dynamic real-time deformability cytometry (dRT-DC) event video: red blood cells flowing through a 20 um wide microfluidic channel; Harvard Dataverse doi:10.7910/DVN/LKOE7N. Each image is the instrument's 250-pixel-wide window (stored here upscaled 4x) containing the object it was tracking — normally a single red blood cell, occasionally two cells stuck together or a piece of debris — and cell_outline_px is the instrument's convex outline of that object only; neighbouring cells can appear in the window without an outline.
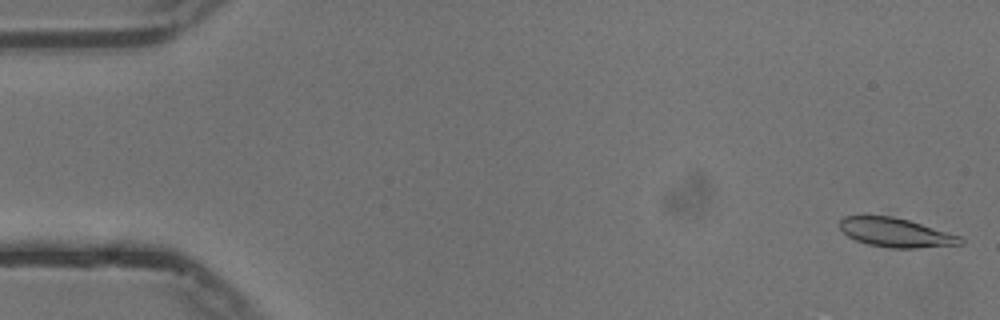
{"species": "common noctule bat (a hibernating species)", "species_latin": "Nyctalus noctula", "temperature_condition": "cold", "stored_images_in_passage": 55, "camera_frame_rate_fps": 3000, "um_per_image_px": 0.085, "animal": {"sex": "male", "body_mass_g": 13.3}, "frame": {"image": 1, "passage_image": 1, "time_ms": 0.0, "image_size_px": [1000, 320], "cell_outline_px": [[964, 244], [916, 248], [888, 248], [868, 244], [856, 240], [848, 236], [840, 228], [840, 220], [844, 216], [892, 216], [908, 220], [960, 236], [964, 240]], "centroid_in_image_um": [76.14, 19.78], "position_along_channel_um": 8.9, "area_um2": 20.23}}
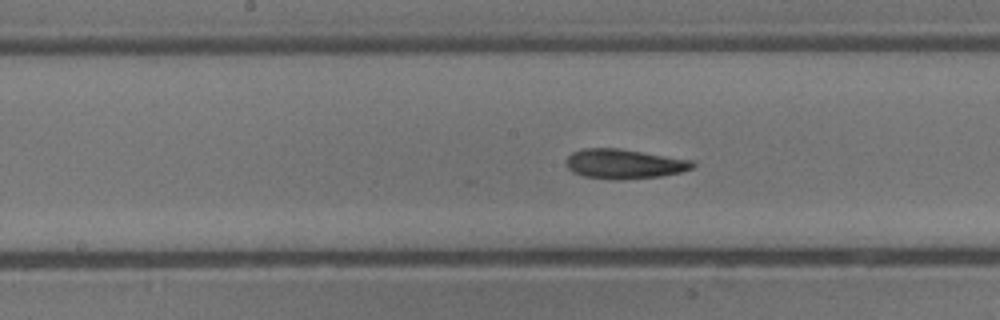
{"frame": {"image": 2, "passage_image": 27, "time_ms": 8.667, "image_size_px": [1000, 320], "cell_outline_px": [[696, 164], [692, 168], [680, 172], [660, 176], [620, 180], [616, 180], [584, 176], [572, 172], [568, 168], [568, 156], [572, 152], [584, 148], [620, 148], [692, 160]], "centroid_in_image_um": [53.06, 13.93], "position_along_channel_um": 195.1, "area_um2": 21.73}}
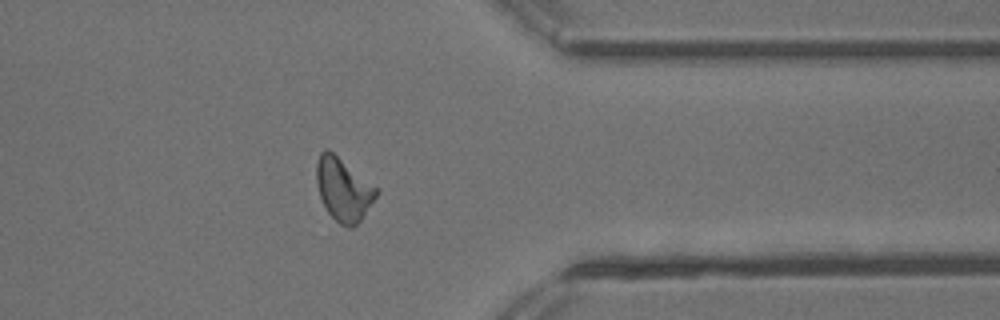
{"frame": {"image": 3, "passage_image": 43, "time_ms": 14.0, "image_size_px": [1000, 320], "cell_outline_px": [[380, 192], [360, 220], [352, 228], [348, 228], [340, 224], [328, 212], [320, 196], [316, 184], [316, 164], [320, 152], [324, 148], [328, 148], [376, 188]], "centroid_in_image_um": [29.16, 16.09], "position_along_channel_um": 382.2, "area_um2": 21.62}, "authors_computed_cell_mechanics": {"area_um2": 21.2126, "velocity_mm_per_s": 3.7367, "shape_relaxation_time_tau1_ms": 5.3898, "shape_relaxation_time_tau2_ms": 4.3207, "deformation_change_tau1": 0.1313, "deformation_change_tau2": 0.1205}}